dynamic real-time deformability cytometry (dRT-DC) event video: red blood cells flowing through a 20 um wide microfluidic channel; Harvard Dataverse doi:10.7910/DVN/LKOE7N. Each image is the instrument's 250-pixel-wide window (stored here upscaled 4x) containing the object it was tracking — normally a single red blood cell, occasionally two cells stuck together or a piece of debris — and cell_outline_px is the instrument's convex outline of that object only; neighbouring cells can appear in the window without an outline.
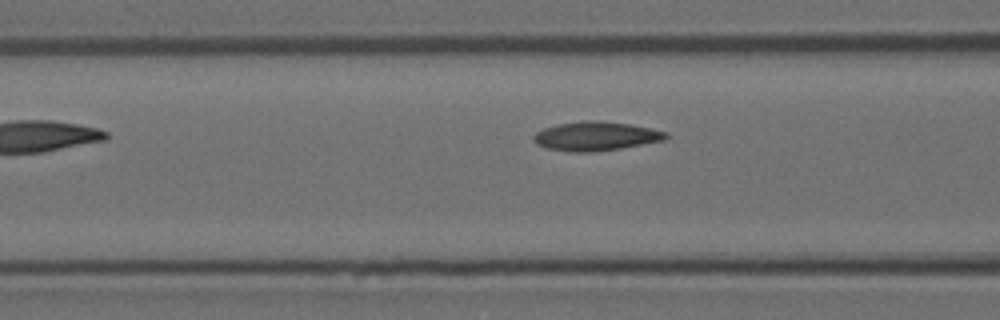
{"species": "Egyptian fruit bat (a non-hibernating species)", "species_latin": "Rousettus aegyptiacus", "temperature_condition": "room temperature", "stored_images_in_passage": 8, "camera_frame_rate_fps": 3000, "um_per_image_px": 0.085, "animal": {"sex": "female"}, "frame": {"image": 1, "passage_image": 8, "time_ms": 2.333, "image_size_px": [1000, 320], "cell_outline_px": [[672, 136], [664, 140], [620, 148], [588, 152], [576, 152], [548, 148], [536, 144], [532, 140], [532, 136], [536, 132], [544, 128], [556, 124], [584, 120], [600, 120], [628, 124], [652, 128], [668, 132]], "centroid_in_image_um": [50.66, 11.56], "position_along_channel_um": 115.9, "area_um2": 22.43}}